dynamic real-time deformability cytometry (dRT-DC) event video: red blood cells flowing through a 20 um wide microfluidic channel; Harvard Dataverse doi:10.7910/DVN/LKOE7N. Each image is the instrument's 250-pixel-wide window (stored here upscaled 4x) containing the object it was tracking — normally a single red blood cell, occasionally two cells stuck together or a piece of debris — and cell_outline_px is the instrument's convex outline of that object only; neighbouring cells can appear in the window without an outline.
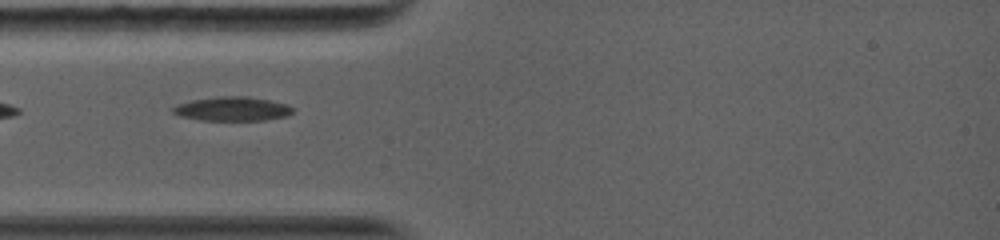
{"species": "common noctule bat (a hibernating species)", "species_latin": "Nyctalus noctula", "temperature_condition": "warm", "stored_images_in_passage": 45, "camera_frame_rate_fps": 5000, "um_per_image_px": 0.085, "animal": {"sex": "female", "body_mass_g": 19.0, "forearm_length_mm": 56.7}, "frame": {"image": 1, "passage_image": 1, "time_ms": 0.0, "image_size_px": [1000, 240], "cell_outline_px": [[296, 108], [288, 116], [264, 120], [200, 120], [180, 116], [172, 112], [172, 108], [176, 104], [192, 100], [220, 96], [244, 96], [268, 100], [288, 104]], "centroid_in_image_um": [19.76, 9.25], "position_along_channel_um": 65.2, "area_um2": 16.88}}
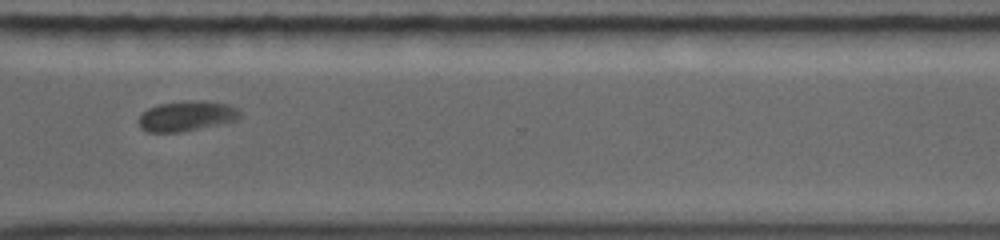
{"frame": {"image": 2, "passage_image": 26, "time_ms": 7.2, "image_size_px": [1000, 240], "cell_outline_px": [[240, 116], [236, 120], [180, 132], [148, 132], [140, 128], [140, 116], [148, 108], [156, 104], [200, 100], [204, 100], [228, 104], [236, 108], [240, 112]], "centroid_in_image_um": [15.85, 9.85], "position_along_channel_um": 354.7, "area_um2": 17.51}}
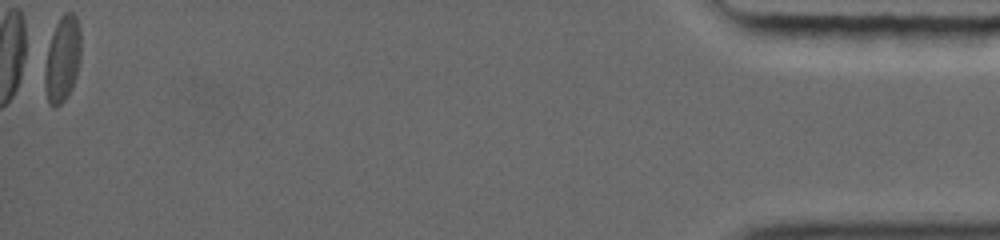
{"frame": {"image": 3, "passage_image": 45, "time_ms": 12.4, "image_size_px": [1000, 240], "cell_outline_px": [[80, 60], [76, 76], [72, 88], [64, 100], [56, 108], [48, 104], [44, 88], [44, 72], [48, 44], [52, 32], [60, 16], [64, 12], [72, 12], [76, 16], [80, 28]], "centroid_in_image_um": [5.29, 5.02], "position_along_channel_um": 429.9, "area_um2": 18.38}}